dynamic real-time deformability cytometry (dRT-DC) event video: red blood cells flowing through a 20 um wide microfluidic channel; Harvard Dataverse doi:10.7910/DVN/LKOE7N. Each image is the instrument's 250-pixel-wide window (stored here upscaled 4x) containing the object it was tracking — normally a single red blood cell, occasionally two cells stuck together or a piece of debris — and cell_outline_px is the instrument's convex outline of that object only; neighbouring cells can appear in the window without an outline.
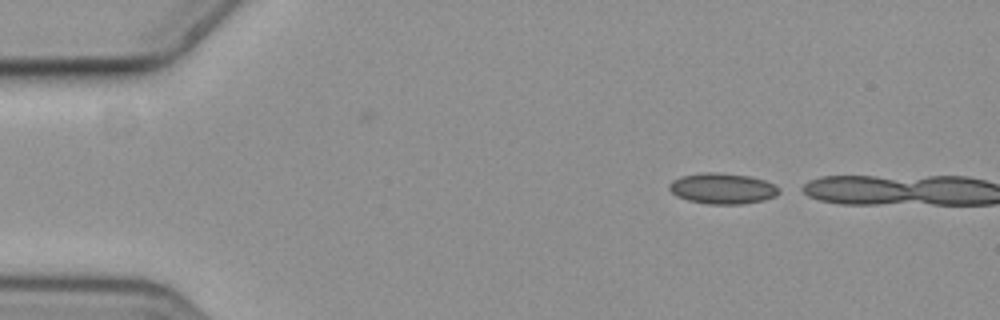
{"species": "common noctule bat (a hibernating species)", "species_latin": "Nyctalus noctula", "temperature_condition": "cold", "stored_images_in_passage": 3, "camera_frame_rate_fps": 3000, "um_per_image_px": 0.085, "animal": {"sex": "female", "body_mass_g": 19.3, "forearm_length_mm": 54.1}, "frame": {"image": 1, "passage_image": 1, "time_ms": 0.0, "image_size_px": [1000, 320], "cell_outline_px": [[780, 192], [776, 196], [764, 200], [740, 204], [708, 204], [688, 200], [676, 196], [668, 188], [668, 184], [672, 180], [680, 176], [704, 172], [716, 172], [748, 176], [764, 180], [780, 188]], "centroid_in_image_um": [61.39, 16.02], "position_along_channel_um": 23.6, "area_um2": 19.71}}